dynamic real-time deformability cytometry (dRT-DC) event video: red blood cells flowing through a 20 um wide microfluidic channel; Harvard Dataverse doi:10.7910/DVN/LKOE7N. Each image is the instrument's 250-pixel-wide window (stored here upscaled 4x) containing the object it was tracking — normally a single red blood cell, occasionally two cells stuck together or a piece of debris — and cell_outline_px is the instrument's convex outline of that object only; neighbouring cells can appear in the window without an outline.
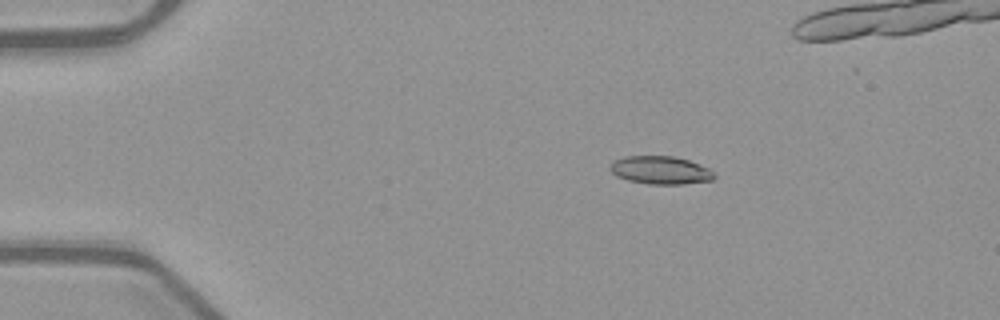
{"species": "common noctule bat (a hibernating species)", "species_latin": "Nyctalus noctula", "temperature_condition": "warm", "stored_images_in_passage": 45, "camera_frame_rate_fps": 3000, "um_per_image_px": 0.085, "animal": {"sex": "female", "body_mass_g": 21.9}, "frame": {"image": 1, "passage_image": 1, "time_ms": 0.0, "image_size_px": [1000, 320], "cell_outline_px": [[716, 176], [712, 180], [684, 184], [648, 184], [628, 180], [616, 176], [608, 168], [616, 160], [624, 156], [672, 156], [688, 160], [700, 164], [708, 168]], "centroid_in_image_um": [56.14, 14.47], "position_along_channel_um": 28.9, "area_um2": 16.94}}
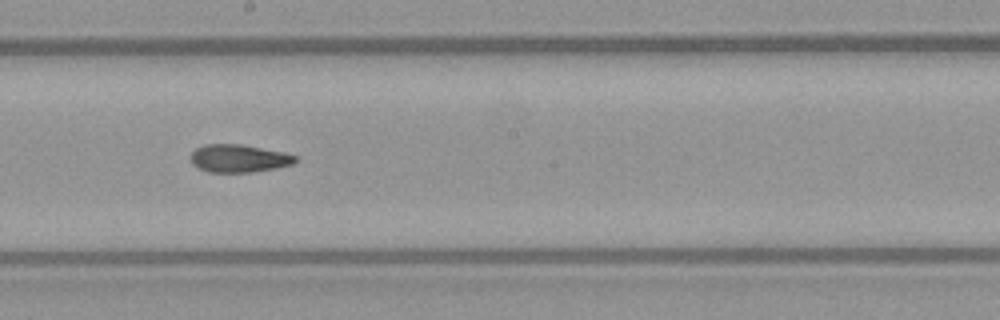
{"frame": {"image": 2, "passage_image": 21, "time_ms": 6.667, "image_size_px": [1000, 320], "cell_outline_px": [[296, 160], [292, 164], [276, 168], [252, 172], [208, 172], [192, 164], [192, 152], [196, 148], [204, 144], [240, 144], [284, 152], [296, 156]], "centroid_in_image_um": [20.29, 13.46], "position_along_channel_um": 227.9, "area_um2": 16.82}}
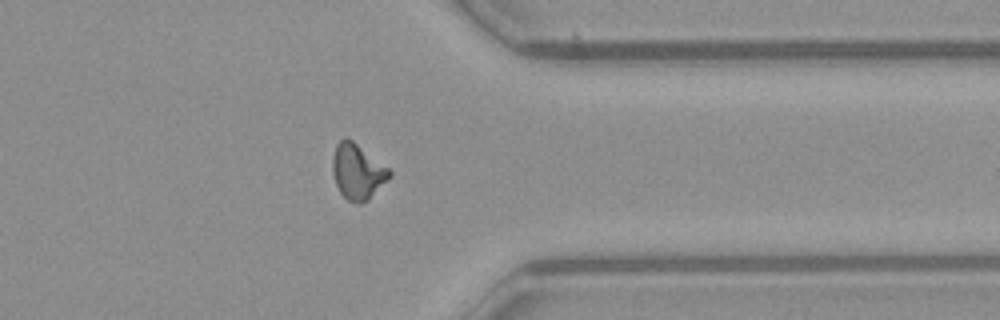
{"frame": {"image": 3, "passage_image": 33, "time_ms": 10.667, "image_size_px": [1000, 320], "cell_outline_px": [[392, 176], [368, 200], [360, 204], [356, 204], [348, 200], [340, 192], [336, 184], [332, 172], [332, 156], [336, 144], [344, 136], [352, 140], [388, 168], [392, 172]], "centroid_in_image_um": [30.38, 14.59], "position_along_channel_um": 381.0, "area_um2": 18.38}}